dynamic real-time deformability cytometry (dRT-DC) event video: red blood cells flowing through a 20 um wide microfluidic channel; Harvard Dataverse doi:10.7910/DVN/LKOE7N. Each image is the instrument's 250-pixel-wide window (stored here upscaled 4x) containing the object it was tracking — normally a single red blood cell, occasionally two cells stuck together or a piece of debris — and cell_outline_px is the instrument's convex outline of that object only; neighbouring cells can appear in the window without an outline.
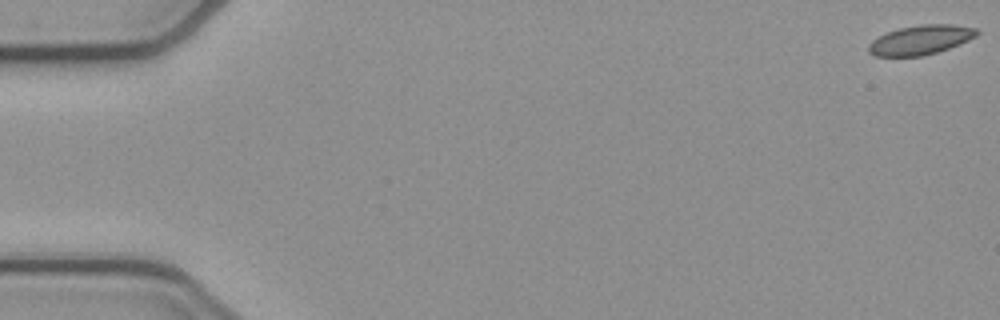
{"species": "common noctule bat (a hibernating species)", "species_latin": "Nyctalus noctula", "temperature_condition": "cold", "stored_images_in_passage": 54, "camera_frame_rate_fps": 3000, "um_per_image_px": 0.085, "animal": {"sex": "female", "body_mass_g": 21.9}, "frame": {"image": 1, "passage_image": 1, "time_ms": 0.0, "image_size_px": [1000, 320], "cell_outline_px": [[980, 32], [976, 36], [960, 44], [924, 56], [876, 56], [868, 52], [868, 44], [872, 40], [888, 32], [900, 28], [920, 24], [952, 24], [976, 28]], "centroid_in_image_um": [78.26, 3.39], "position_along_channel_um": 6.7, "area_um2": 18.5}}
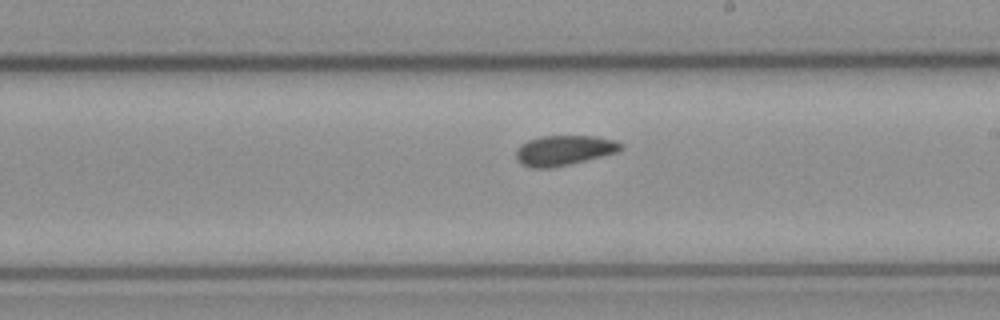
{"frame": {"image": 2, "passage_image": 31, "time_ms": 10.0, "image_size_px": [1000, 320], "cell_outline_px": [[624, 148], [616, 152], [552, 168], [532, 168], [520, 164], [516, 160], [516, 148], [520, 144], [528, 140], [540, 136], [596, 136], [616, 140], [624, 144]], "centroid_in_image_um": [47.91, 12.77], "position_along_channel_um": 241.1, "area_um2": 18.44}}
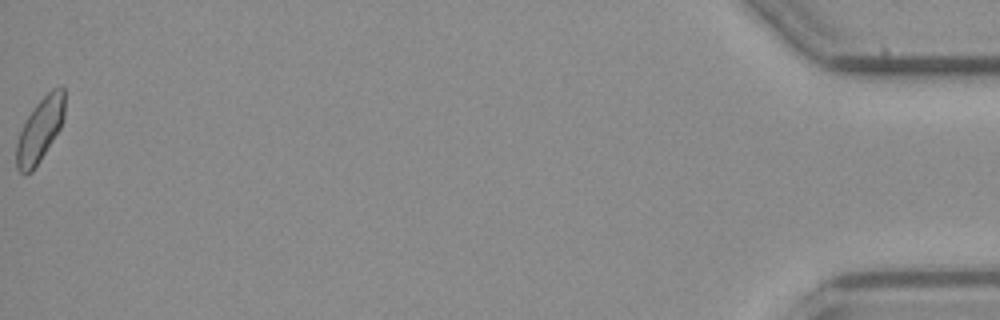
{"frame": {"image": 3, "passage_image": 54, "time_ms": 17.667, "image_size_px": [1000, 320], "cell_outline_px": [[64, 116], [60, 128], [40, 160], [32, 172], [24, 176], [16, 168], [16, 144], [20, 132], [28, 116], [36, 104], [52, 88], [64, 88]], "centroid_in_image_um": [3.38, 11.08], "position_along_channel_um": 431.8, "area_um2": 17.69}, "authors_computed_cell_mechanics": {"area_um2": 18.2937, "velocity_mm_per_s": 3.863, "shape_relaxation_time_tau1_ms": null, "shape_relaxation_time_tau2_ms": 6.9504, "deformation_change_tau1": null, "deformation_change_tau2": 0.0919}}